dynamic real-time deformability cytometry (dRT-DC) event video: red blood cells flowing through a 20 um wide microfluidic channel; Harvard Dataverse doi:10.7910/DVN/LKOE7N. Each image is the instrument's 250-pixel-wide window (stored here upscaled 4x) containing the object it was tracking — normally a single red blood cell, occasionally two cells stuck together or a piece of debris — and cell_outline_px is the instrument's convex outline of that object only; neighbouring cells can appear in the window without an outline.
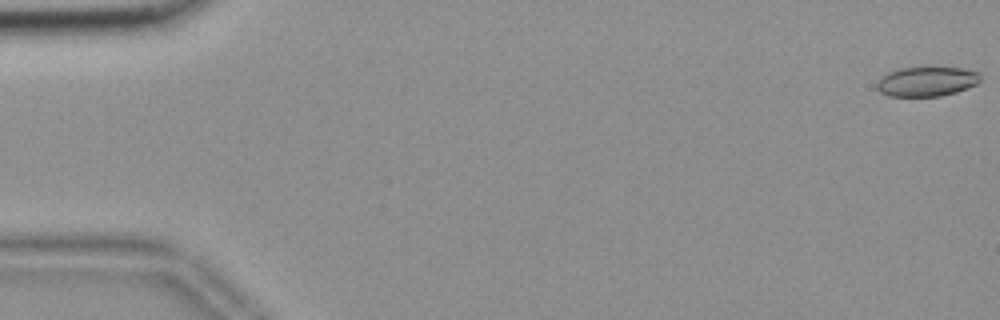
{"species": "common noctule bat (a hibernating species)", "species_latin": "Nyctalus noctula", "temperature_condition": "room temperature", "stored_images_in_passage": 56, "camera_frame_rate_fps": 3000, "um_per_image_px": 0.085, "animal": {"sex": "female", "body_mass_g": 18.4}, "frame": {"image": 1, "passage_image": 1, "time_ms": 0.0, "image_size_px": [1000, 320], "cell_outline_px": [[980, 80], [976, 84], [956, 92], [940, 96], [888, 96], [880, 92], [876, 88], [876, 84], [880, 76], [888, 72], [900, 68], [960, 68], [976, 72], [980, 76]], "centroid_in_image_um": [78.7, 6.94], "position_along_channel_um": 6.3, "area_um2": 17.69}}
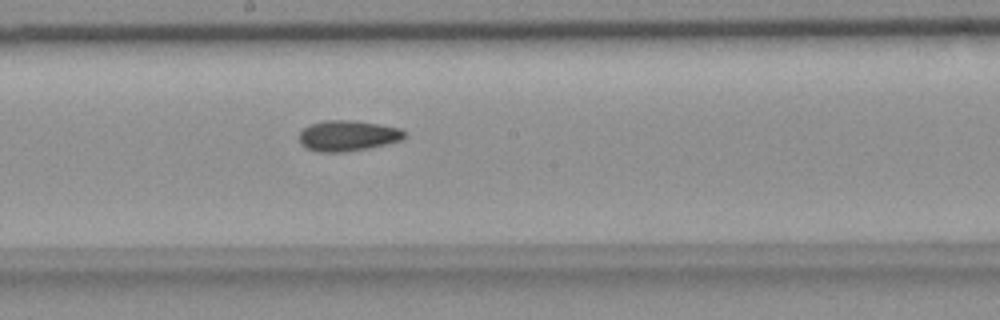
{"frame": {"image": 2, "passage_image": 31, "time_ms": 10.0, "image_size_px": [1000, 320], "cell_outline_px": [[404, 136], [400, 140], [368, 148], [344, 152], [320, 152], [308, 148], [300, 144], [300, 132], [304, 128], [312, 124], [324, 120], [352, 120], [400, 128], [404, 132]], "centroid_in_image_um": [29.52, 11.53], "position_along_channel_um": 218.7, "area_um2": 18.44}}
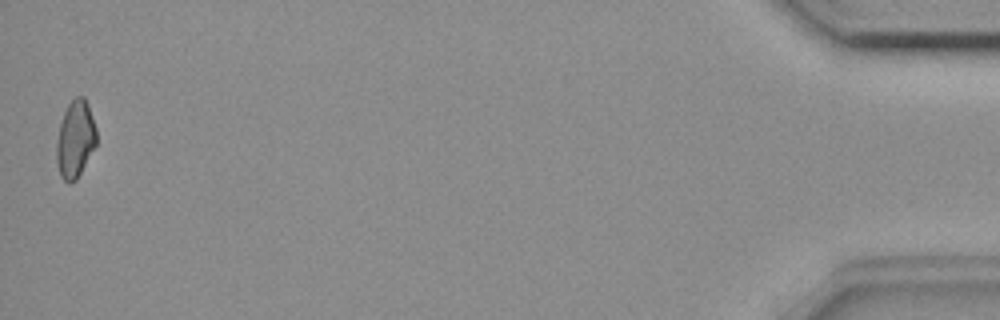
{"frame": {"image": 3, "passage_image": 56, "time_ms": 18.333, "image_size_px": [1000, 320], "cell_outline_px": [[96, 144], [76, 180], [68, 184], [60, 176], [56, 160], [56, 144], [60, 124], [64, 112], [68, 104], [76, 96], [84, 96], [88, 104], [96, 128]], "centroid_in_image_um": [6.39, 11.83], "position_along_channel_um": 428.8, "area_um2": 17.86}, "authors_computed_cell_mechanics": {"area_um2": 18.4671, "velocity_mm_per_s": 3.6521, "shape_relaxation_time_tau1_ms": null, "shape_relaxation_time_tau2_ms": 5.7918, "deformation_change_tau1": null, "deformation_change_tau2": 0.1093}}